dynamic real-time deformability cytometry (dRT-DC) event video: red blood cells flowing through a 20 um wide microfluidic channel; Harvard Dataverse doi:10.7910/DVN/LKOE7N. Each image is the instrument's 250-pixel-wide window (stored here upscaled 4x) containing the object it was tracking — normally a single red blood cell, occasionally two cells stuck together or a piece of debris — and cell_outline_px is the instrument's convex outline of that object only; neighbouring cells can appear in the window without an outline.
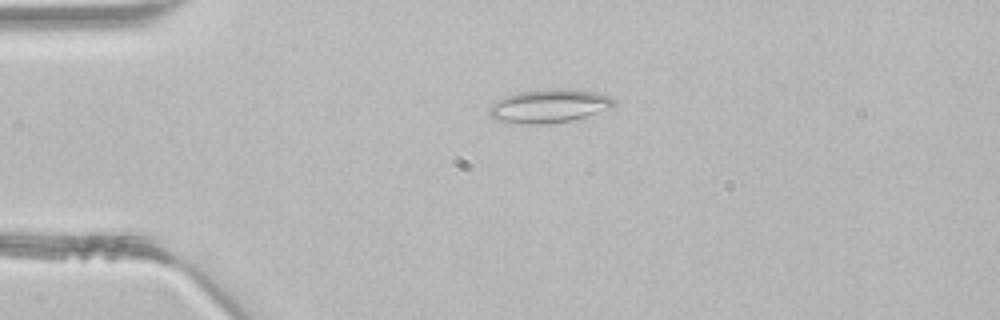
{"species": "common noctule bat (a hibernating species)", "species_latin": "Nyctalus noctula", "temperature_condition": "room temperature", "stored_images_in_passage": 3, "camera_frame_rate_fps": 3000, "um_per_image_px": 0.085, "animal": {"sex": "male", "body_mass_g": 21.5, "forearm_length_mm": 52.0}, "frame": {"image": 1, "passage_image": 2, "time_ms": 0.333, "image_size_px": [1000, 320], "cell_outline_px": [[616, 104], [612, 108], [572, 120], [496, 120], [488, 116], [488, 108], [496, 100], [504, 96], [516, 92], [548, 88], [572, 88], [592, 92], [608, 96], [616, 100]], "centroid_in_image_um": [46.71, 8.91], "position_along_channel_um": 38.3, "area_um2": 23.29}}